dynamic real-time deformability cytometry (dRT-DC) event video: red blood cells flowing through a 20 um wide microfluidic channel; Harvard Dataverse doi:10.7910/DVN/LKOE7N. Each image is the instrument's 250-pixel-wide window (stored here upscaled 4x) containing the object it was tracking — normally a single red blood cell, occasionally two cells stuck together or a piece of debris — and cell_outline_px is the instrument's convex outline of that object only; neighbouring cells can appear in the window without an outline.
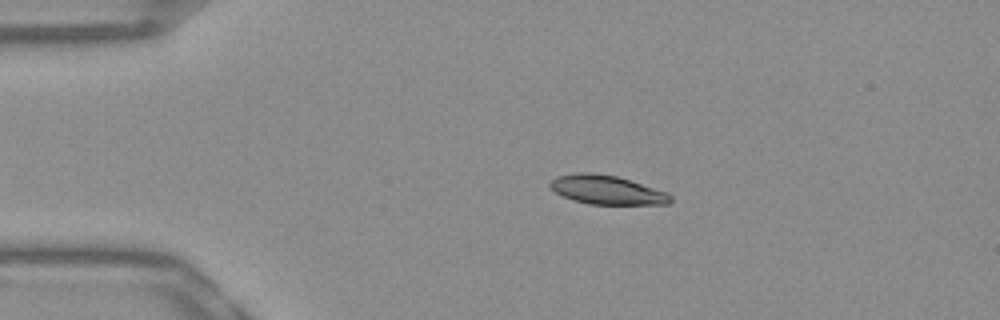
{"species": "Egyptian fruit bat (a non-hibernating species)", "species_latin": "Rousettus aegyptiacus", "temperature_condition": "warm", "stored_images_in_passage": 42, "camera_frame_rate_fps": 3000, "um_per_image_px": 0.085, "frame": {"image": 1, "passage_image": 7, "time_ms": 2.0, "image_size_px": [1000, 320], "cell_outline_px": [[672, 200], [668, 204], [588, 204], [572, 200], [556, 192], [548, 184], [556, 176], [580, 172], [588, 172], [616, 176], [668, 192], [672, 196]], "centroid_in_image_um": [51.59, 16.14], "position_along_channel_um": 33.4, "area_um2": 20.17}}
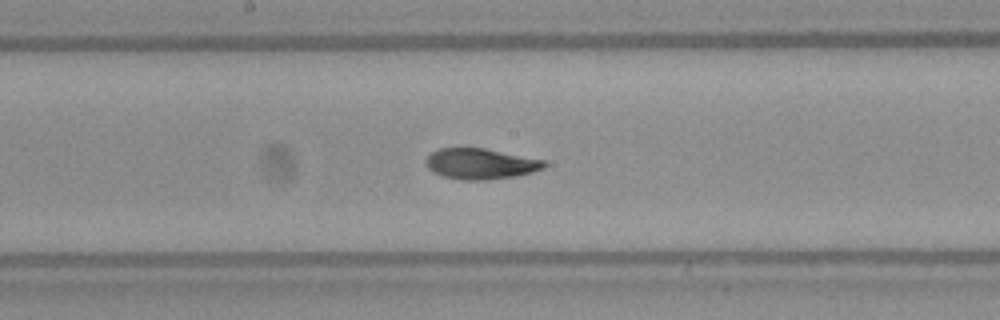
{"frame": {"image": 2, "passage_image": 24, "time_ms": 7.667, "image_size_px": [1000, 320], "cell_outline_px": [[548, 164], [544, 168], [532, 172], [516, 176], [488, 180], [460, 180], [444, 176], [432, 172], [424, 164], [424, 160], [432, 152], [440, 148], [484, 148], [544, 160]], "centroid_in_image_um": [40.83, 13.93], "position_along_channel_um": 207.4, "area_um2": 21.27}}
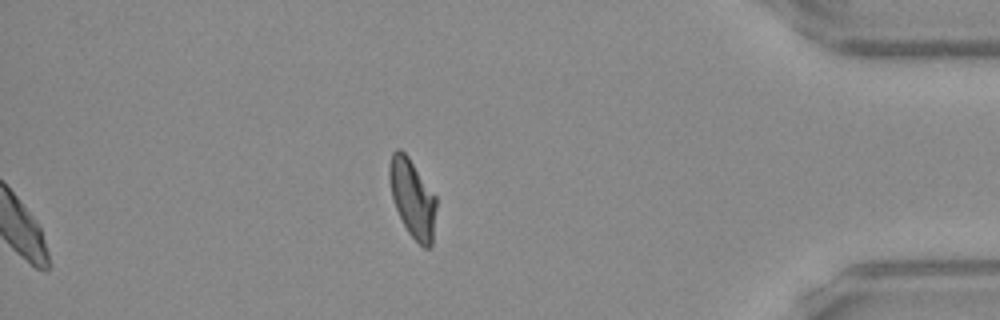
{"frame": {"image": 3, "passage_image": 42, "time_ms": 13.667, "image_size_px": [1000, 320], "cell_outline_px": [[436, 208], [432, 244], [428, 248], [424, 248], [408, 232], [396, 208], [392, 196], [388, 176], [388, 168], [392, 152], [396, 148], [400, 148], [408, 156], [436, 196]], "centroid_in_image_um": [35.05, 16.82], "position_along_channel_um": 400.1, "area_um2": 21.21}, "authors_computed_cell_mechanics": {"area_um2": 21.5016, "velocity_mm_per_s": 3.8529, "shape_relaxation_time_tau1_ms": 5.884, "shape_relaxation_time_tau2_ms": 1.7136, "deformation_change_tau1": 0.1862, "deformation_change_tau2": 0.0652}}